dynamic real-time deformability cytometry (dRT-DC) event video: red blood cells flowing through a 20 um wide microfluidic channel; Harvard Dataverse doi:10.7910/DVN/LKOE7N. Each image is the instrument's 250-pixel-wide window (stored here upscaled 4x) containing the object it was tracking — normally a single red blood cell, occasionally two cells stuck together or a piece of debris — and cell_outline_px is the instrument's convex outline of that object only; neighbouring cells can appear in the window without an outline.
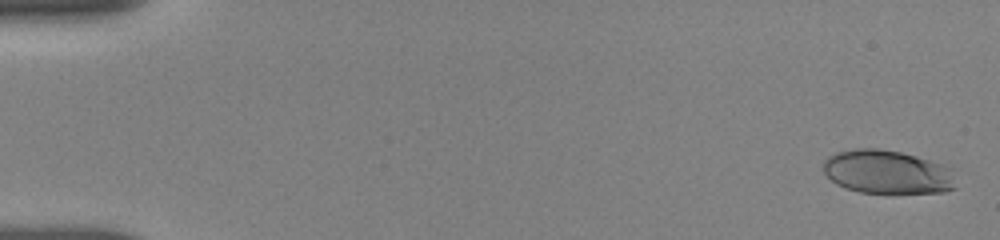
{"species": "human", "species_latin": "Homo sapiens", "temperature_condition": "room temperature", "stored_images_in_passage": 46, "camera_frame_rate_fps": 3000, "um_per_image_px": 0.085, "donor": {"sex": "female"}, "frame": {"image": 1, "passage_image": 1, "time_ms": 0.0, "image_size_px": [1000, 240], "cell_outline_px": [[956, 188], [944, 192], [892, 196], [860, 192], [844, 188], [836, 184], [824, 172], [824, 160], [828, 156], [836, 152], [856, 148], [876, 148], [900, 152], [916, 156], [952, 168]], "centroid_in_image_um": [75.44, 14.68], "position_along_channel_um": 9.6, "area_um2": 34.74}}
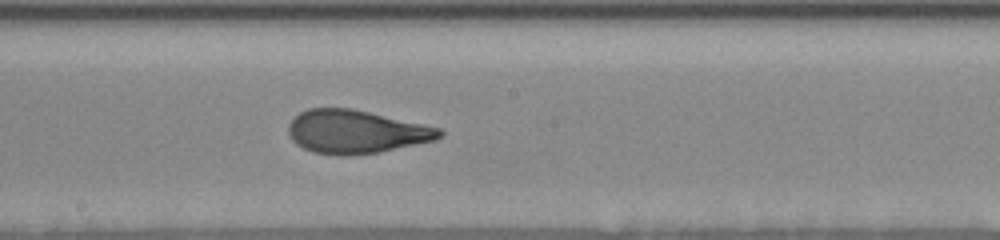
{"frame": {"image": 2, "passage_image": 26, "time_ms": 9.333, "image_size_px": [1000, 240], "cell_outline_px": [[444, 136], [436, 140], [380, 152], [348, 156], [340, 156], [312, 152], [296, 144], [292, 140], [288, 132], [288, 124], [300, 112], [308, 108], [352, 108], [440, 128], [444, 132]], "centroid_in_image_um": [30.26, 11.21], "position_along_channel_um": 217.9, "area_um2": 38.26}}
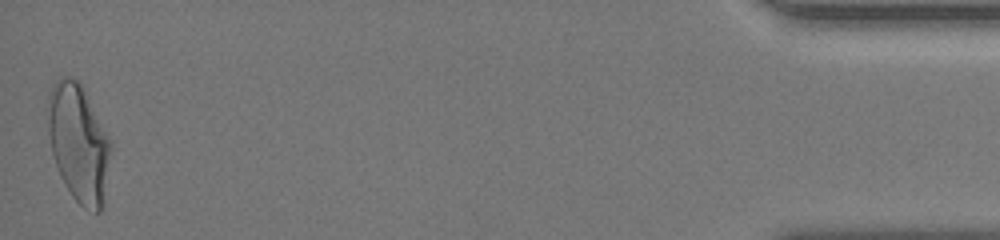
{"frame": {"image": 3, "passage_image": 46, "time_ms": 17.0, "image_size_px": [1000, 240], "cell_outline_px": [[112, 148], [100, 212], [96, 212], [84, 208], [72, 196], [60, 176], [52, 152], [48, 132], [44, 108], [48, 96], [56, 80], [60, 76], [68, 76], [80, 80], [112, 140]], "centroid_in_image_um": [6.66, 12.05], "position_along_channel_um": 428.5, "area_um2": 43.75}, "authors_computed_cell_mechanics": {"area_um2": 37.6856, "velocity_mm_per_s": 3.8394, "shape_relaxation_time_tau1_ms": 4.4174, "shape_relaxation_time_tau2_ms": 0.9583, "deformation_change_tau1": 0.1935, "deformation_change_tau2": 0.086}}